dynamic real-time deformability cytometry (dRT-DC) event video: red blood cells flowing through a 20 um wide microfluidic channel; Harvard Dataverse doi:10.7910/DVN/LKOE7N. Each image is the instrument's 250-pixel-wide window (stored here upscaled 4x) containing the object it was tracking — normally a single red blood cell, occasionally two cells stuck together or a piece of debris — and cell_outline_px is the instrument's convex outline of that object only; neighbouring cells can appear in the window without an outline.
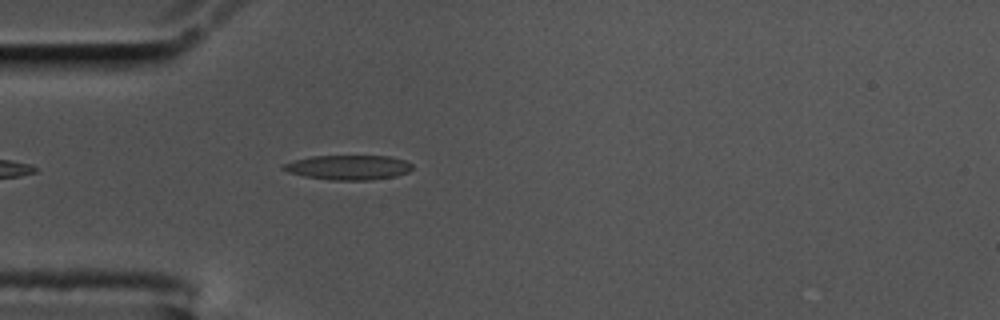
{"species": "common noctule bat (a hibernating species)", "species_latin": "Nyctalus noctula", "temperature_condition": "cold", "stored_images_in_passage": 46, "camera_frame_rate_fps": 3000, "um_per_image_px": 0.085, "animal": {"sex": "male", "body_mass_g": 17.5, "forearm_length_mm": 52.3}, "frame": {"image": 1, "passage_image": 5, "time_ms": 1.333, "image_size_px": [1000, 320], "cell_outline_px": [[412, 168], [408, 172], [396, 176], [368, 180], [332, 180], [304, 176], [288, 172], [280, 168], [284, 164], [296, 160], [312, 156], [392, 156], [404, 160], [412, 164]], "centroid_in_image_um": [29.63, 14.23], "position_along_channel_um": 55.4, "area_um2": 18.44}}
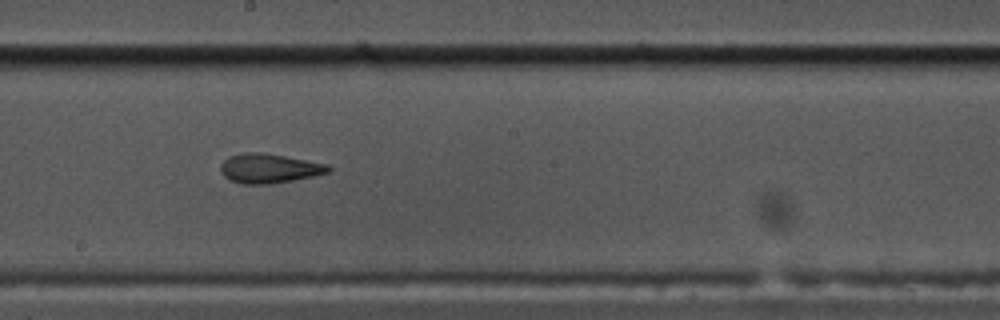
{"frame": {"image": 2, "passage_image": 20, "time_ms": 6.333, "image_size_px": [1000, 320], "cell_outline_px": [[332, 172], [292, 180], [268, 184], [240, 184], [228, 180], [220, 172], [220, 164], [228, 156], [244, 152], [264, 152], [328, 164], [332, 168]], "centroid_in_image_um": [22.85, 14.31], "position_along_channel_um": 225.4, "area_um2": 18.73}}
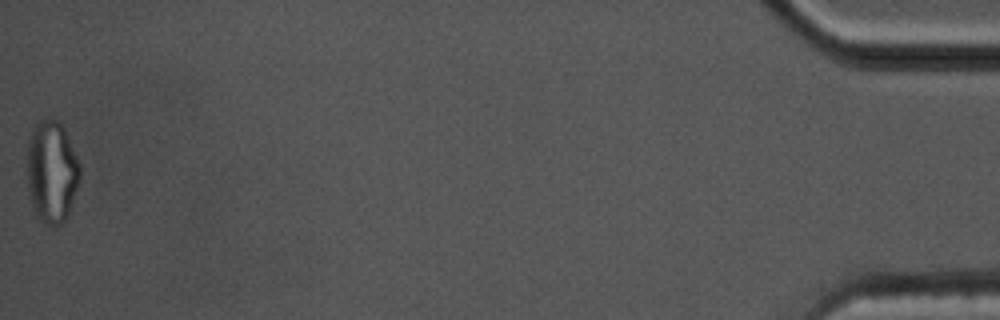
{"frame": {"image": 3, "passage_image": 46, "time_ms": 15.0, "image_size_px": [1000, 320], "cell_outline_px": [[80, 176], [68, 212], [64, 220], [60, 224], [48, 224], [40, 220], [36, 216], [28, 196], [28, 140], [32, 128], [40, 120], [56, 120], [64, 128], [80, 164]], "centroid_in_image_um": [4.38, 14.59], "position_along_channel_um": 430.8, "area_um2": 30.98}, "authors_computed_cell_mechanics": {"area_um2": 18.6405, "velocity_mm_per_s": 3.5033, "shape_relaxation_time_tau1_ms": null, "shape_relaxation_time_tau2_ms": 3.3355, "deformation_change_tau1": null, "deformation_change_tau2": 0.1248}}